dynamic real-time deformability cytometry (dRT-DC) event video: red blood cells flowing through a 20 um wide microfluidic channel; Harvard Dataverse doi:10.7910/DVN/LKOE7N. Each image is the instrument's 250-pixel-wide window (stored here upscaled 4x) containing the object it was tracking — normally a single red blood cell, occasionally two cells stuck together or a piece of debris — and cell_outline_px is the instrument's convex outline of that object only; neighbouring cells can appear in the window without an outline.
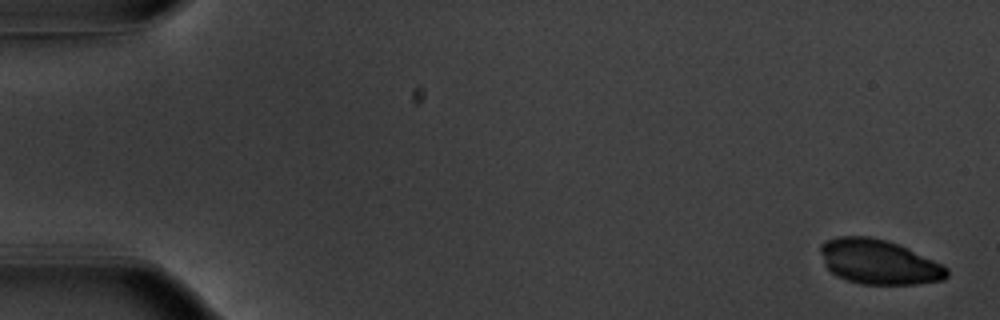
{"species": "common noctule bat (a hibernating species)", "species_latin": "Nyctalus noctula", "temperature_condition": "warm", "stored_images_in_passage": 8, "camera_frame_rate_fps": 3000, "um_per_image_px": 0.085, "animal": {"sex": "male", "body_mass_g": 20.1, "forearm_length_mm": 53.5}, "frame": {"image": 1, "passage_image": 1, "time_ms": 0.0, "image_size_px": [1000, 320], "cell_outline_px": [[948, 276], [944, 280], [916, 284], [860, 284], [836, 276], [824, 264], [820, 252], [820, 244], [836, 236], [868, 236], [888, 240], [908, 248], [948, 268]], "centroid_in_image_um": [74.68, 22.26], "position_along_channel_um": 10.3, "area_um2": 32.89}}